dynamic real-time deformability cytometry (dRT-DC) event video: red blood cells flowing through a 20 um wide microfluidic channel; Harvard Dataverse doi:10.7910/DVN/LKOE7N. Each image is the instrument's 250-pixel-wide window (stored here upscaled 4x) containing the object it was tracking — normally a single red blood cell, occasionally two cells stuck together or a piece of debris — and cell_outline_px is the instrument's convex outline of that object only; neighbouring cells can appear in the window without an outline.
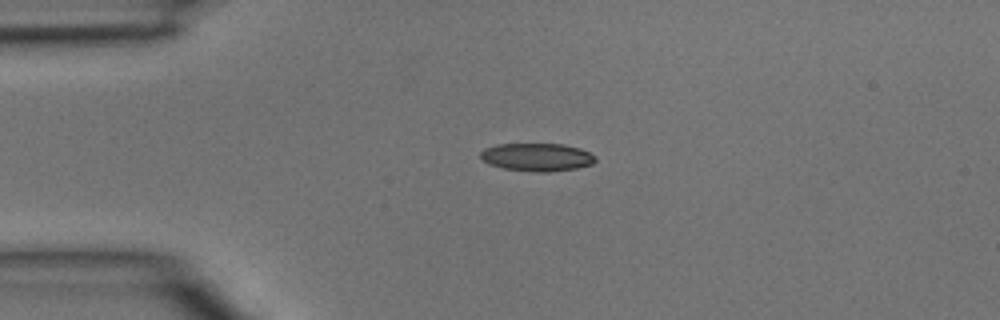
{"species": "common noctule bat (a hibernating species)", "species_latin": "Nyctalus noctula", "temperature_condition": "room temperature", "stored_images_in_passage": 2, "camera_frame_rate_fps": 3000, "um_per_image_px": 0.085, "animal": {"sex": "male", "body_mass_g": 15.6}, "frame": {"image": 1, "passage_image": 1, "time_ms": 0.0, "image_size_px": [1000, 320], "cell_outline_px": [[596, 160], [592, 164], [576, 168], [548, 172], [536, 172], [504, 168], [488, 164], [480, 160], [480, 152], [484, 148], [496, 144], [564, 144], [580, 148], [596, 156]], "centroid_in_image_um": [45.61, 13.35], "position_along_channel_um": 39.4, "area_um2": 18.84}}